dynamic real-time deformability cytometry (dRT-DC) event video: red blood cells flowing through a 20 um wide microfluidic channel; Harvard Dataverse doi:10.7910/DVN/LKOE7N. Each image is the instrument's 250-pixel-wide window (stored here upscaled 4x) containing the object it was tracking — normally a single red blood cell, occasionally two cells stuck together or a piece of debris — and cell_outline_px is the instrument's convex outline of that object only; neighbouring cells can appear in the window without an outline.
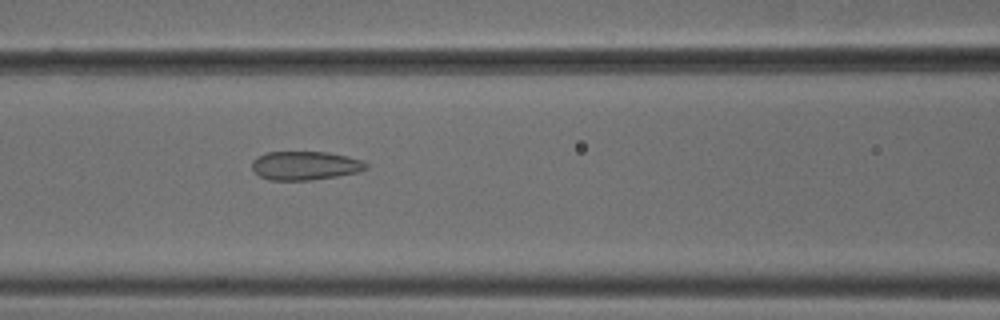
{"species": "common noctule bat (a hibernating species)", "species_latin": "Nyctalus noctula", "temperature_condition": "cold", "stored_images_in_passage": 34, "camera_frame_rate_fps": 3000, "um_per_image_px": 0.085, "animal": {"sex": "male", "body_mass_g": 18.8}, "frame": {"image": 1, "passage_image": 6, "time_ms": 1.667, "image_size_px": [1000, 320], "cell_outline_px": [[368, 168], [360, 172], [312, 180], [268, 180], [260, 176], [252, 168], [252, 160], [256, 156], [268, 152], [328, 152], [348, 156], [364, 160], [368, 164]], "centroid_in_image_um": [25.97, 14.07], "position_along_channel_um": 140.6, "area_um2": 19.31}}
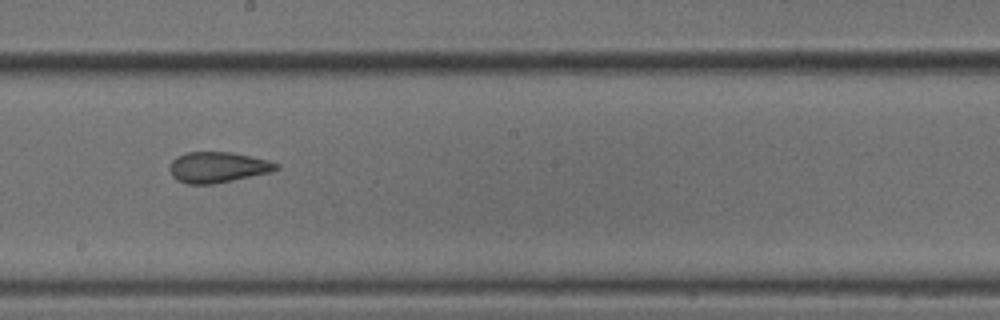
{"frame": {"image": 2, "passage_image": 13, "time_ms": 4.0, "image_size_px": [1000, 320], "cell_outline_px": [[280, 168], [272, 172], [212, 184], [188, 184], [176, 180], [172, 176], [168, 168], [172, 160], [176, 156], [188, 152], [232, 152], [252, 156], [268, 160], [280, 164]], "centroid_in_image_um": [18.51, 14.21], "position_along_channel_um": 229.7, "area_um2": 19.25}}
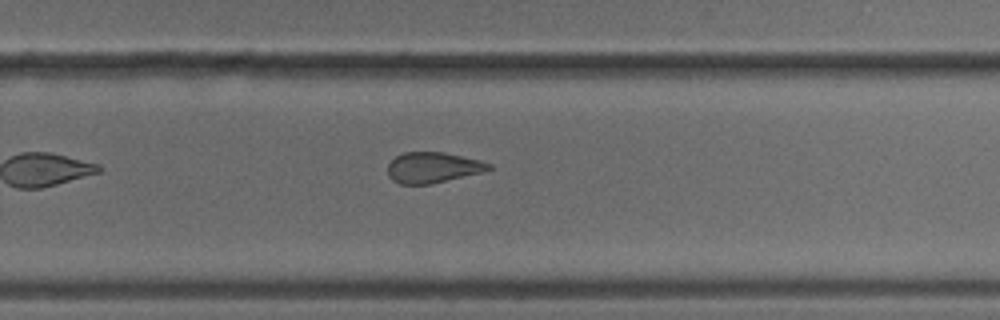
{"frame": {"image": 3, "passage_image": 18, "time_ms": 5.667, "image_size_px": [1000, 320], "cell_outline_px": [[492, 168], [484, 172], [432, 184], [400, 184], [392, 180], [388, 176], [388, 164], [396, 156], [404, 152], [444, 152], [480, 160], [492, 164]], "centroid_in_image_um": [36.81, 14.24], "position_along_channel_um": 293.0, "area_um2": 18.21}}